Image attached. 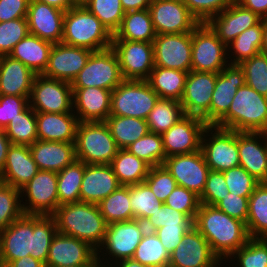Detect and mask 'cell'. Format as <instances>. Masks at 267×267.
<instances>
[{
  "mask_svg": "<svg viewBox=\"0 0 267 267\" xmlns=\"http://www.w3.org/2000/svg\"><path fill=\"white\" fill-rule=\"evenodd\" d=\"M56 233L53 215L23 214L0 232V267L28 255L46 264Z\"/></svg>",
  "mask_w": 267,
  "mask_h": 267,
  "instance_id": "6da1fadb",
  "label": "cell"
},
{
  "mask_svg": "<svg viewBox=\"0 0 267 267\" xmlns=\"http://www.w3.org/2000/svg\"><path fill=\"white\" fill-rule=\"evenodd\" d=\"M193 226L208 241L212 252L221 262L243 247L250 238L244 222L212 205L201 203Z\"/></svg>",
  "mask_w": 267,
  "mask_h": 267,
  "instance_id": "7a4b0ae2",
  "label": "cell"
},
{
  "mask_svg": "<svg viewBox=\"0 0 267 267\" xmlns=\"http://www.w3.org/2000/svg\"><path fill=\"white\" fill-rule=\"evenodd\" d=\"M53 217L57 232L83 240L96 250L103 244L107 223L98 205L82 201L63 204Z\"/></svg>",
  "mask_w": 267,
  "mask_h": 267,
  "instance_id": "3957f363",
  "label": "cell"
},
{
  "mask_svg": "<svg viewBox=\"0 0 267 267\" xmlns=\"http://www.w3.org/2000/svg\"><path fill=\"white\" fill-rule=\"evenodd\" d=\"M214 126L237 132L267 133V97L244 84L233 96L228 112Z\"/></svg>",
  "mask_w": 267,
  "mask_h": 267,
  "instance_id": "277c9868",
  "label": "cell"
},
{
  "mask_svg": "<svg viewBox=\"0 0 267 267\" xmlns=\"http://www.w3.org/2000/svg\"><path fill=\"white\" fill-rule=\"evenodd\" d=\"M113 35L84 5L65 12L62 43L93 52L111 48Z\"/></svg>",
  "mask_w": 267,
  "mask_h": 267,
  "instance_id": "5b68a950",
  "label": "cell"
},
{
  "mask_svg": "<svg viewBox=\"0 0 267 267\" xmlns=\"http://www.w3.org/2000/svg\"><path fill=\"white\" fill-rule=\"evenodd\" d=\"M119 148L105 122H79L75 156L85 164H111Z\"/></svg>",
  "mask_w": 267,
  "mask_h": 267,
  "instance_id": "8992f818",
  "label": "cell"
},
{
  "mask_svg": "<svg viewBox=\"0 0 267 267\" xmlns=\"http://www.w3.org/2000/svg\"><path fill=\"white\" fill-rule=\"evenodd\" d=\"M159 98L146 80H123L112 90L110 116L146 120Z\"/></svg>",
  "mask_w": 267,
  "mask_h": 267,
  "instance_id": "52a82bcc",
  "label": "cell"
},
{
  "mask_svg": "<svg viewBox=\"0 0 267 267\" xmlns=\"http://www.w3.org/2000/svg\"><path fill=\"white\" fill-rule=\"evenodd\" d=\"M123 80L117 54L109 48L93 52L71 86L72 88L98 87L112 91Z\"/></svg>",
  "mask_w": 267,
  "mask_h": 267,
  "instance_id": "ba28073f",
  "label": "cell"
},
{
  "mask_svg": "<svg viewBox=\"0 0 267 267\" xmlns=\"http://www.w3.org/2000/svg\"><path fill=\"white\" fill-rule=\"evenodd\" d=\"M209 132L211 135H208ZM207 136L211 137L208 139ZM200 150L212 171L223 172L239 166L237 131L207 126L202 134Z\"/></svg>",
  "mask_w": 267,
  "mask_h": 267,
  "instance_id": "9c48e42d",
  "label": "cell"
},
{
  "mask_svg": "<svg viewBox=\"0 0 267 267\" xmlns=\"http://www.w3.org/2000/svg\"><path fill=\"white\" fill-rule=\"evenodd\" d=\"M227 46L206 23H200L192 31L191 70L219 73L229 63Z\"/></svg>",
  "mask_w": 267,
  "mask_h": 267,
  "instance_id": "30bf717a",
  "label": "cell"
},
{
  "mask_svg": "<svg viewBox=\"0 0 267 267\" xmlns=\"http://www.w3.org/2000/svg\"><path fill=\"white\" fill-rule=\"evenodd\" d=\"M72 97L71 83L36 75L28 100L35 112L68 113L75 111Z\"/></svg>",
  "mask_w": 267,
  "mask_h": 267,
  "instance_id": "8fae6325",
  "label": "cell"
},
{
  "mask_svg": "<svg viewBox=\"0 0 267 267\" xmlns=\"http://www.w3.org/2000/svg\"><path fill=\"white\" fill-rule=\"evenodd\" d=\"M124 80H147L155 67L153 43L112 40Z\"/></svg>",
  "mask_w": 267,
  "mask_h": 267,
  "instance_id": "7c38bea8",
  "label": "cell"
},
{
  "mask_svg": "<svg viewBox=\"0 0 267 267\" xmlns=\"http://www.w3.org/2000/svg\"><path fill=\"white\" fill-rule=\"evenodd\" d=\"M20 193L21 197H28V200H25L27 206L26 204H21L24 214L53 215L59 206L57 172L39 170V172L20 189Z\"/></svg>",
  "mask_w": 267,
  "mask_h": 267,
  "instance_id": "4fadbf2b",
  "label": "cell"
},
{
  "mask_svg": "<svg viewBox=\"0 0 267 267\" xmlns=\"http://www.w3.org/2000/svg\"><path fill=\"white\" fill-rule=\"evenodd\" d=\"M148 10L157 35L192 32L200 24L182 0H151Z\"/></svg>",
  "mask_w": 267,
  "mask_h": 267,
  "instance_id": "5bb4252c",
  "label": "cell"
},
{
  "mask_svg": "<svg viewBox=\"0 0 267 267\" xmlns=\"http://www.w3.org/2000/svg\"><path fill=\"white\" fill-rule=\"evenodd\" d=\"M217 73L189 71L180 100L185 115L202 118L210 126V105Z\"/></svg>",
  "mask_w": 267,
  "mask_h": 267,
  "instance_id": "9a60e30c",
  "label": "cell"
},
{
  "mask_svg": "<svg viewBox=\"0 0 267 267\" xmlns=\"http://www.w3.org/2000/svg\"><path fill=\"white\" fill-rule=\"evenodd\" d=\"M147 232L144 222L138 219H132L123 222H115L107 225L105 238L100 250L110 254L115 261L132 258L141 239ZM104 247V248H102Z\"/></svg>",
  "mask_w": 267,
  "mask_h": 267,
  "instance_id": "2e32d148",
  "label": "cell"
},
{
  "mask_svg": "<svg viewBox=\"0 0 267 267\" xmlns=\"http://www.w3.org/2000/svg\"><path fill=\"white\" fill-rule=\"evenodd\" d=\"M153 49L155 66L191 71L192 32L156 35Z\"/></svg>",
  "mask_w": 267,
  "mask_h": 267,
  "instance_id": "e0dca14e",
  "label": "cell"
},
{
  "mask_svg": "<svg viewBox=\"0 0 267 267\" xmlns=\"http://www.w3.org/2000/svg\"><path fill=\"white\" fill-rule=\"evenodd\" d=\"M163 165L177 185L195 192L198 196L202 194L210 169L201 150L166 157Z\"/></svg>",
  "mask_w": 267,
  "mask_h": 267,
  "instance_id": "ac0fdd59",
  "label": "cell"
},
{
  "mask_svg": "<svg viewBox=\"0 0 267 267\" xmlns=\"http://www.w3.org/2000/svg\"><path fill=\"white\" fill-rule=\"evenodd\" d=\"M221 263L208 241L193 226L170 254L168 267H220Z\"/></svg>",
  "mask_w": 267,
  "mask_h": 267,
  "instance_id": "d6986e66",
  "label": "cell"
},
{
  "mask_svg": "<svg viewBox=\"0 0 267 267\" xmlns=\"http://www.w3.org/2000/svg\"><path fill=\"white\" fill-rule=\"evenodd\" d=\"M207 126L202 118L185 115L162 134L166 157L199 151L202 134Z\"/></svg>",
  "mask_w": 267,
  "mask_h": 267,
  "instance_id": "ffe728a7",
  "label": "cell"
},
{
  "mask_svg": "<svg viewBox=\"0 0 267 267\" xmlns=\"http://www.w3.org/2000/svg\"><path fill=\"white\" fill-rule=\"evenodd\" d=\"M93 51L64 44H53L43 76L72 83Z\"/></svg>",
  "mask_w": 267,
  "mask_h": 267,
  "instance_id": "44dd1931",
  "label": "cell"
},
{
  "mask_svg": "<svg viewBox=\"0 0 267 267\" xmlns=\"http://www.w3.org/2000/svg\"><path fill=\"white\" fill-rule=\"evenodd\" d=\"M261 19L234 0L222 12L212 16L206 24L228 46L239 34L256 25Z\"/></svg>",
  "mask_w": 267,
  "mask_h": 267,
  "instance_id": "7402d4cb",
  "label": "cell"
},
{
  "mask_svg": "<svg viewBox=\"0 0 267 267\" xmlns=\"http://www.w3.org/2000/svg\"><path fill=\"white\" fill-rule=\"evenodd\" d=\"M96 256L97 250L89 243L57 232L52 239L45 266L84 265Z\"/></svg>",
  "mask_w": 267,
  "mask_h": 267,
  "instance_id": "603a6c76",
  "label": "cell"
},
{
  "mask_svg": "<svg viewBox=\"0 0 267 267\" xmlns=\"http://www.w3.org/2000/svg\"><path fill=\"white\" fill-rule=\"evenodd\" d=\"M65 11L36 0H30L26 15L28 31L53 44L62 41Z\"/></svg>",
  "mask_w": 267,
  "mask_h": 267,
  "instance_id": "cb8c5ba5",
  "label": "cell"
},
{
  "mask_svg": "<svg viewBox=\"0 0 267 267\" xmlns=\"http://www.w3.org/2000/svg\"><path fill=\"white\" fill-rule=\"evenodd\" d=\"M244 84V71L239 64H228L217 73L210 105V126H214L228 112L233 96Z\"/></svg>",
  "mask_w": 267,
  "mask_h": 267,
  "instance_id": "d4e9b609",
  "label": "cell"
},
{
  "mask_svg": "<svg viewBox=\"0 0 267 267\" xmlns=\"http://www.w3.org/2000/svg\"><path fill=\"white\" fill-rule=\"evenodd\" d=\"M261 138L263 145L259 143ZM238 154L239 166L260 183L267 182V133L238 132Z\"/></svg>",
  "mask_w": 267,
  "mask_h": 267,
  "instance_id": "484cf974",
  "label": "cell"
},
{
  "mask_svg": "<svg viewBox=\"0 0 267 267\" xmlns=\"http://www.w3.org/2000/svg\"><path fill=\"white\" fill-rule=\"evenodd\" d=\"M72 91L73 110L79 122H105L110 116L111 90L87 87L72 88Z\"/></svg>",
  "mask_w": 267,
  "mask_h": 267,
  "instance_id": "4316f807",
  "label": "cell"
},
{
  "mask_svg": "<svg viewBox=\"0 0 267 267\" xmlns=\"http://www.w3.org/2000/svg\"><path fill=\"white\" fill-rule=\"evenodd\" d=\"M119 186L110 164H85L80 187V201L98 204Z\"/></svg>",
  "mask_w": 267,
  "mask_h": 267,
  "instance_id": "83f0119b",
  "label": "cell"
},
{
  "mask_svg": "<svg viewBox=\"0 0 267 267\" xmlns=\"http://www.w3.org/2000/svg\"><path fill=\"white\" fill-rule=\"evenodd\" d=\"M38 172L39 168L33 160L29 146L11 144L0 174V182L20 190Z\"/></svg>",
  "mask_w": 267,
  "mask_h": 267,
  "instance_id": "f1b7e54d",
  "label": "cell"
},
{
  "mask_svg": "<svg viewBox=\"0 0 267 267\" xmlns=\"http://www.w3.org/2000/svg\"><path fill=\"white\" fill-rule=\"evenodd\" d=\"M29 148L39 170L58 173L76 160L75 142L36 140Z\"/></svg>",
  "mask_w": 267,
  "mask_h": 267,
  "instance_id": "f546056e",
  "label": "cell"
},
{
  "mask_svg": "<svg viewBox=\"0 0 267 267\" xmlns=\"http://www.w3.org/2000/svg\"><path fill=\"white\" fill-rule=\"evenodd\" d=\"M36 74L9 55L0 56V95L25 96L29 99Z\"/></svg>",
  "mask_w": 267,
  "mask_h": 267,
  "instance_id": "4dcf8cb0",
  "label": "cell"
},
{
  "mask_svg": "<svg viewBox=\"0 0 267 267\" xmlns=\"http://www.w3.org/2000/svg\"><path fill=\"white\" fill-rule=\"evenodd\" d=\"M75 113L36 112L38 140L75 142L79 123Z\"/></svg>",
  "mask_w": 267,
  "mask_h": 267,
  "instance_id": "1f68e13d",
  "label": "cell"
},
{
  "mask_svg": "<svg viewBox=\"0 0 267 267\" xmlns=\"http://www.w3.org/2000/svg\"><path fill=\"white\" fill-rule=\"evenodd\" d=\"M52 46L53 43L28 33L15 45L9 56L22 62L36 75H42L48 66Z\"/></svg>",
  "mask_w": 267,
  "mask_h": 267,
  "instance_id": "d6a6232c",
  "label": "cell"
},
{
  "mask_svg": "<svg viewBox=\"0 0 267 267\" xmlns=\"http://www.w3.org/2000/svg\"><path fill=\"white\" fill-rule=\"evenodd\" d=\"M156 32L148 9L129 11L124 14L119 29L112 40H130L153 43Z\"/></svg>",
  "mask_w": 267,
  "mask_h": 267,
  "instance_id": "836d02e7",
  "label": "cell"
},
{
  "mask_svg": "<svg viewBox=\"0 0 267 267\" xmlns=\"http://www.w3.org/2000/svg\"><path fill=\"white\" fill-rule=\"evenodd\" d=\"M188 72L155 66L146 80L160 98L180 101Z\"/></svg>",
  "mask_w": 267,
  "mask_h": 267,
  "instance_id": "e575fe53",
  "label": "cell"
},
{
  "mask_svg": "<svg viewBox=\"0 0 267 267\" xmlns=\"http://www.w3.org/2000/svg\"><path fill=\"white\" fill-rule=\"evenodd\" d=\"M120 185L130 186L144 182L150 166L131 154L127 149H119L111 164Z\"/></svg>",
  "mask_w": 267,
  "mask_h": 267,
  "instance_id": "d590c367",
  "label": "cell"
},
{
  "mask_svg": "<svg viewBox=\"0 0 267 267\" xmlns=\"http://www.w3.org/2000/svg\"><path fill=\"white\" fill-rule=\"evenodd\" d=\"M105 123L108 125L119 149H126L149 133L147 121L140 118L109 116Z\"/></svg>",
  "mask_w": 267,
  "mask_h": 267,
  "instance_id": "8d00e7d4",
  "label": "cell"
},
{
  "mask_svg": "<svg viewBox=\"0 0 267 267\" xmlns=\"http://www.w3.org/2000/svg\"><path fill=\"white\" fill-rule=\"evenodd\" d=\"M246 228L250 238H267V182L259 183L249 197Z\"/></svg>",
  "mask_w": 267,
  "mask_h": 267,
  "instance_id": "74e56055",
  "label": "cell"
},
{
  "mask_svg": "<svg viewBox=\"0 0 267 267\" xmlns=\"http://www.w3.org/2000/svg\"><path fill=\"white\" fill-rule=\"evenodd\" d=\"M185 116L180 101L159 98L146 121L150 133L163 134Z\"/></svg>",
  "mask_w": 267,
  "mask_h": 267,
  "instance_id": "f35d334b",
  "label": "cell"
},
{
  "mask_svg": "<svg viewBox=\"0 0 267 267\" xmlns=\"http://www.w3.org/2000/svg\"><path fill=\"white\" fill-rule=\"evenodd\" d=\"M83 175L84 162L77 159L57 173L59 206L80 201Z\"/></svg>",
  "mask_w": 267,
  "mask_h": 267,
  "instance_id": "ab89813d",
  "label": "cell"
},
{
  "mask_svg": "<svg viewBox=\"0 0 267 267\" xmlns=\"http://www.w3.org/2000/svg\"><path fill=\"white\" fill-rule=\"evenodd\" d=\"M130 186H119L97 205L107 225L133 219L130 205Z\"/></svg>",
  "mask_w": 267,
  "mask_h": 267,
  "instance_id": "60d3db41",
  "label": "cell"
},
{
  "mask_svg": "<svg viewBox=\"0 0 267 267\" xmlns=\"http://www.w3.org/2000/svg\"><path fill=\"white\" fill-rule=\"evenodd\" d=\"M4 130L11 144L31 146L38 140L36 112L28 105Z\"/></svg>",
  "mask_w": 267,
  "mask_h": 267,
  "instance_id": "b9f144b4",
  "label": "cell"
},
{
  "mask_svg": "<svg viewBox=\"0 0 267 267\" xmlns=\"http://www.w3.org/2000/svg\"><path fill=\"white\" fill-rule=\"evenodd\" d=\"M263 44V19L256 25L246 29L239 34L230 44L227 49L234 51L233 58L230 64H240L246 59H249L261 52ZM230 45V46H229Z\"/></svg>",
  "mask_w": 267,
  "mask_h": 267,
  "instance_id": "7bdbcfd3",
  "label": "cell"
},
{
  "mask_svg": "<svg viewBox=\"0 0 267 267\" xmlns=\"http://www.w3.org/2000/svg\"><path fill=\"white\" fill-rule=\"evenodd\" d=\"M132 258L147 267H168L170 254L155 232L147 231Z\"/></svg>",
  "mask_w": 267,
  "mask_h": 267,
  "instance_id": "ee69618b",
  "label": "cell"
},
{
  "mask_svg": "<svg viewBox=\"0 0 267 267\" xmlns=\"http://www.w3.org/2000/svg\"><path fill=\"white\" fill-rule=\"evenodd\" d=\"M126 149L131 154L146 162L150 167L163 165L166 159L161 134L149 132Z\"/></svg>",
  "mask_w": 267,
  "mask_h": 267,
  "instance_id": "f6af8a7d",
  "label": "cell"
},
{
  "mask_svg": "<svg viewBox=\"0 0 267 267\" xmlns=\"http://www.w3.org/2000/svg\"><path fill=\"white\" fill-rule=\"evenodd\" d=\"M130 203L133 219L142 222L163 206L145 182L130 185Z\"/></svg>",
  "mask_w": 267,
  "mask_h": 267,
  "instance_id": "bcb514c9",
  "label": "cell"
},
{
  "mask_svg": "<svg viewBox=\"0 0 267 267\" xmlns=\"http://www.w3.org/2000/svg\"><path fill=\"white\" fill-rule=\"evenodd\" d=\"M83 5L112 35L119 29L125 14L121 0H87Z\"/></svg>",
  "mask_w": 267,
  "mask_h": 267,
  "instance_id": "7dc6e473",
  "label": "cell"
},
{
  "mask_svg": "<svg viewBox=\"0 0 267 267\" xmlns=\"http://www.w3.org/2000/svg\"><path fill=\"white\" fill-rule=\"evenodd\" d=\"M245 84L267 97V55L259 53L241 62Z\"/></svg>",
  "mask_w": 267,
  "mask_h": 267,
  "instance_id": "c3c4849f",
  "label": "cell"
},
{
  "mask_svg": "<svg viewBox=\"0 0 267 267\" xmlns=\"http://www.w3.org/2000/svg\"><path fill=\"white\" fill-rule=\"evenodd\" d=\"M20 195L19 189L0 182V232L24 214Z\"/></svg>",
  "mask_w": 267,
  "mask_h": 267,
  "instance_id": "681fc988",
  "label": "cell"
},
{
  "mask_svg": "<svg viewBox=\"0 0 267 267\" xmlns=\"http://www.w3.org/2000/svg\"><path fill=\"white\" fill-rule=\"evenodd\" d=\"M231 257H237L240 267H267V238H249Z\"/></svg>",
  "mask_w": 267,
  "mask_h": 267,
  "instance_id": "f907efd6",
  "label": "cell"
},
{
  "mask_svg": "<svg viewBox=\"0 0 267 267\" xmlns=\"http://www.w3.org/2000/svg\"><path fill=\"white\" fill-rule=\"evenodd\" d=\"M28 33L26 18L0 22V56L9 55L15 45L24 39Z\"/></svg>",
  "mask_w": 267,
  "mask_h": 267,
  "instance_id": "816d5d0a",
  "label": "cell"
},
{
  "mask_svg": "<svg viewBox=\"0 0 267 267\" xmlns=\"http://www.w3.org/2000/svg\"><path fill=\"white\" fill-rule=\"evenodd\" d=\"M230 193L240 197H250L260 183L245 168L238 166L223 171Z\"/></svg>",
  "mask_w": 267,
  "mask_h": 267,
  "instance_id": "f5cc1de1",
  "label": "cell"
},
{
  "mask_svg": "<svg viewBox=\"0 0 267 267\" xmlns=\"http://www.w3.org/2000/svg\"><path fill=\"white\" fill-rule=\"evenodd\" d=\"M144 224L147 231L154 232L164 226H193V220L163 203V206L149 216Z\"/></svg>",
  "mask_w": 267,
  "mask_h": 267,
  "instance_id": "db71d44e",
  "label": "cell"
},
{
  "mask_svg": "<svg viewBox=\"0 0 267 267\" xmlns=\"http://www.w3.org/2000/svg\"><path fill=\"white\" fill-rule=\"evenodd\" d=\"M144 182L162 203L177 186L176 180L164 165L150 167Z\"/></svg>",
  "mask_w": 267,
  "mask_h": 267,
  "instance_id": "11a10c76",
  "label": "cell"
},
{
  "mask_svg": "<svg viewBox=\"0 0 267 267\" xmlns=\"http://www.w3.org/2000/svg\"><path fill=\"white\" fill-rule=\"evenodd\" d=\"M164 204L174 208L178 212L186 214L194 221L201 202L199 196L195 192L177 185L167 197Z\"/></svg>",
  "mask_w": 267,
  "mask_h": 267,
  "instance_id": "9f6ffc18",
  "label": "cell"
},
{
  "mask_svg": "<svg viewBox=\"0 0 267 267\" xmlns=\"http://www.w3.org/2000/svg\"><path fill=\"white\" fill-rule=\"evenodd\" d=\"M233 1L234 0H182L199 23H206L212 16L222 12Z\"/></svg>",
  "mask_w": 267,
  "mask_h": 267,
  "instance_id": "6f0895ef",
  "label": "cell"
},
{
  "mask_svg": "<svg viewBox=\"0 0 267 267\" xmlns=\"http://www.w3.org/2000/svg\"><path fill=\"white\" fill-rule=\"evenodd\" d=\"M228 193L223 172L210 170L204 190L199 198L202 204L215 206Z\"/></svg>",
  "mask_w": 267,
  "mask_h": 267,
  "instance_id": "680465c9",
  "label": "cell"
},
{
  "mask_svg": "<svg viewBox=\"0 0 267 267\" xmlns=\"http://www.w3.org/2000/svg\"><path fill=\"white\" fill-rule=\"evenodd\" d=\"M28 105L29 100L25 96L0 95V128L5 129Z\"/></svg>",
  "mask_w": 267,
  "mask_h": 267,
  "instance_id": "91938a15",
  "label": "cell"
},
{
  "mask_svg": "<svg viewBox=\"0 0 267 267\" xmlns=\"http://www.w3.org/2000/svg\"><path fill=\"white\" fill-rule=\"evenodd\" d=\"M248 203V197H240L229 192L215 206L228 216L246 224L248 219Z\"/></svg>",
  "mask_w": 267,
  "mask_h": 267,
  "instance_id": "94428289",
  "label": "cell"
},
{
  "mask_svg": "<svg viewBox=\"0 0 267 267\" xmlns=\"http://www.w3.org/2000/svg\"><path fill=\"white\" fill-rule=\"evenodd\" d=\"M193 226H164L157 229L155 234L164 248L171 254L182 241L184 234Z\"/></svg>",
  "mask_w": 267,
  "mask_h": 267,
  "instance_id": "6125c7cd",
  "label": "cell"
},
{
  "mask_svg": "<svg viewBox=\"0 0 267 267\" xmlns=\"http://www.w3.org/2000/svg\"><path fill=\"white\" fill-rule=\"evenodd\" d=\"M30 0H0V22L26 18Z\"/></svg>",
  "mask_w": 267,
  "mask_h": 267,
  "instance_id": "be15d7a7",
  "label": "cell"
},
{
  "mask_svg": "<svg viewBox=\"0 0 267 267\" xmlns=\"http://www.w3.org/2000/svg\"><path fill=\"white\" fill-rule=\"evenodd\" d=\"M244 8L256 13L262 19L267 18V0H235Z\"/></svg>",
  "mask_w": 267,
  "mask_h": 267,
  "instance_id": "e7e4bbea",
  "label": "cell"
},
{
  "mask_svg": "<svg viewBox=\"0 0 267 267\" xmlns=\"http://www.w3.org/2000/svg\"><path fill=\"white\" fill-rule=\"evenodd\" d=\"M121 4L126 13L129 11L148 9L151 4V0H121Z\"/></svg>",
  "mask_w": 267,
  "mask_h": 267,
  "instance_id": "03108f58",
  "label": "cell"
},
{
  "mask_svg": "<svg viewBox=\"0 0 267 267\" xmlns=\"http://www.w3.org/2000/svg\"><path fill=\"white\" fill-rule=\"evenodd\" d=\"M6 267H45V264L31 255L11 261Z\"/></svg>",
  "mask_w": 267,
  "mask_h": 267,
  "instance_id": "003e7915",
  "label": "cell"
},
{
  "mask_svg": "<svg viewBox=\"0 0 267 267\" xmlns=\"http://www.w3.org/2000/svg\"><path fill=\"white\" fill-rule=\"evenodd\" d=\"M10 145L11 142L6 135L5 130L0 128V174L4 168L7 151Z\"/></svg>",
  "mask_w": 267,
  "mask_h": 267,
  "instance_id": "a7ac6f4b",
  "label": "cell"
},
{
  "mask_svg": "<svg viewBox=\"0 0 267 267\" xmlns=\"http://www.w3.org/2000/svg\"><path fill=\"white\" fill-rule=\"evenodd\" d=\"M97 258H98V261L101 265H105L107 264V266H111L113 267L112 265L114 264L115 266L114 267H147V266H144L142 265L140 262L134 260L133 258H128V259H122V260H119V261H116L114 262L113 264H109L107 262L104 261V258L103 260L101 261V256L97 254ZM104 261V263H102Z\"/></svg>",
  "mask_w": 267,
  "mask_h": 267,
  "instance_id": "89a4df30",
  "label": "cell"
},
{
  "mask_svg": "<svg viewBox=\"0 0 267 267\" xmlns=\"http://www.w3.org/2000/svg\"><path fill=\"white\" fill-rule=\"evenodd\" d=\"M36 1L56 7L65 12L75 6L72 0H36Z\"/></svg>",
  "mask_w": 267,
  "mask_h": 267,
  "instance_id": "2644e50d",
  "label": "cell"
},
{
  "mask_svg": "<svg viewBox=\"0 0 267 267\" xmlns=\"http://www.w3.org/2000/svg\"><path fill=\"white\" fill-rule=\"evenodd\" d=\"M261 53L267 55V18L263 19V44L261 47Z\"/></svg>",
  "mask_w": 267,
  "mask_h": 267,
  "instance_id": "8c879c8a",
  "label": "cell"
},
{
  "mask_svg": "<svg viewBox=\"0 0 267 267\" xmlns=\"http://www.w3.org/2000/svg\"><path fill=\"white\" fill-rule=\"evenodd\" d=\"M100 265L97 256L88 264L84 265H76V266H64V267H98ZM45 267H53V266H45Z\"/></svg>",
  "mask_w": 267,
  "mask_h": 267,
  "instance_id": "753ad0ef",
  "label": "cell"
},
{
  "mask_svg": "<svg viewBox=\"0 0 267 267\" xmlns=\"http://www.w3.org/2000/svg\"><path fill=\"white\" fill-rule=\"evenodd\" d=\"M75 5H83L87 0H72Z\"/></svg>",
  "mask_w": 267,
  "mask_h": 267,
  "instance_id": "34e18365",
  "label": "cell"
},
{
  "mask_svg": "<svg viewBox=\"0 0 267 267\" xmlns=\"http://www.w3.org/2000/svg\"><path fill=\"white\" fill-rule=\"evenodd\" d=\"M98 267H111V266H105L100 264Z\"/></svg>",
  "mask_w": 267,
  "mask_h": 267,
  "instance_id": "11e5206c",
  "label": "cell"
}]
</instances>
